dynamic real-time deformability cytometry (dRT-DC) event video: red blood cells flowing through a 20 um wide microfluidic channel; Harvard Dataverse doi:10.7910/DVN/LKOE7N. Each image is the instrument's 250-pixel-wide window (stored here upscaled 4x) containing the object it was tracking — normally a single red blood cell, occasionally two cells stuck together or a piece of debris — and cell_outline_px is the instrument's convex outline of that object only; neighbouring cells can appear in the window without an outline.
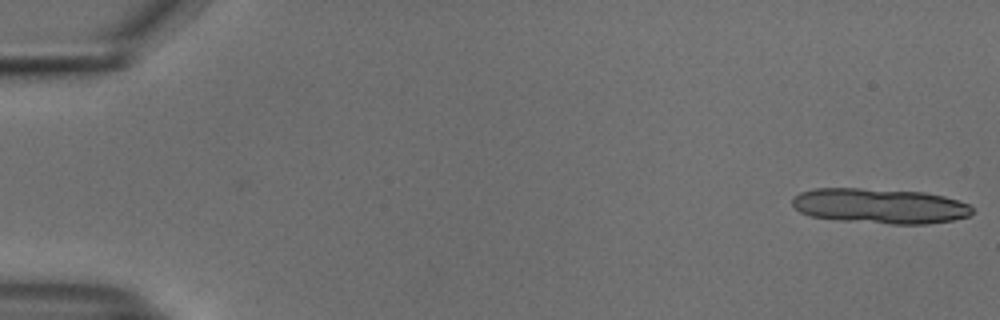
{"species": "common noctule bat (a hibernating species)", "species_latin": "Nyctalus noctula", "temperature_condition": "cold", "stored_images_in_passage": 13, "camera_frame_rate_fps": 3000, "um_per_image_px": 0.085, "animal": {"sex": "male", "body_mass_g": 18.8}, "frame": {"image": 1, "passage_image": 1, "time_ms": 0.0, "image_size_px": [1000, 320], "cell_outline_px": [[972, 212], [968, 216], [952, 220], [928, 224], [888, 224], [840, 220], [812, 216], [800, 212], [792, 204], [792, 200], [800, 192], [816, 188], [860, 188], [924, 192], [944, 196], [968, 204], [972, 208]], "centroid_in_image_um": [74.79, 17.51], "position_along_channel_um": 10.2, "area_um2": 36.7}}